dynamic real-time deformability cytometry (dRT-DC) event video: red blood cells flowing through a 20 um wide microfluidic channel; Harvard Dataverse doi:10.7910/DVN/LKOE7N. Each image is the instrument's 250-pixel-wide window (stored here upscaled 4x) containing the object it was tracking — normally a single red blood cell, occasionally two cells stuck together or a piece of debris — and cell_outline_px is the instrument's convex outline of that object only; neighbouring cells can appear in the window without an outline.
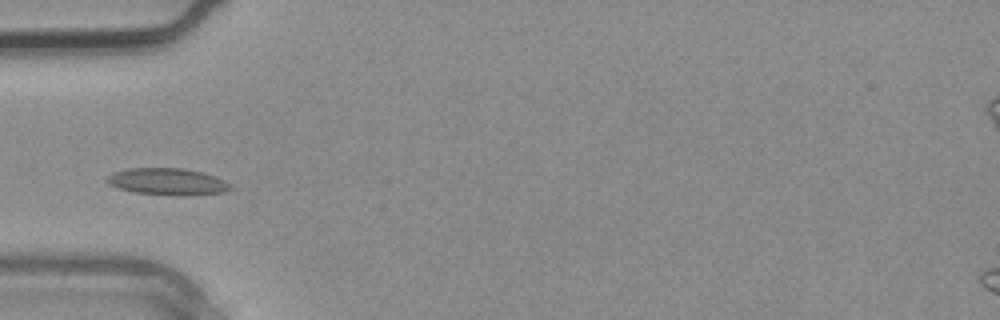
{"species": "common noctule bat (a hibernating species)", "species_latin": "Nyctalus noctula", "temperature_condition": "warm", "stored_images_in_passage": 3, "camera_frame_rate_fps": 3000, "um_per_image_px": 0.085, "animal": {"sex": "male", "body_mass_g": 20.4}, "frame": {"image": 1, "passage_image": 3, "time_ms": 0.667, "image_size_px": [1000, 320], "cell_outline_px": [[236, 188], [224, 192], [192, 196], [180, 196], [136, 192], [120, 188], [108, 184], [104, 180], [112, 172], [128, 168], [184, 168], [200, 172], [224, 180], [232, 184]], "centroid_in_image_um": [14.27, 15.44], "position_along_channel_um": 70.7, "area_um2": 19.48}}